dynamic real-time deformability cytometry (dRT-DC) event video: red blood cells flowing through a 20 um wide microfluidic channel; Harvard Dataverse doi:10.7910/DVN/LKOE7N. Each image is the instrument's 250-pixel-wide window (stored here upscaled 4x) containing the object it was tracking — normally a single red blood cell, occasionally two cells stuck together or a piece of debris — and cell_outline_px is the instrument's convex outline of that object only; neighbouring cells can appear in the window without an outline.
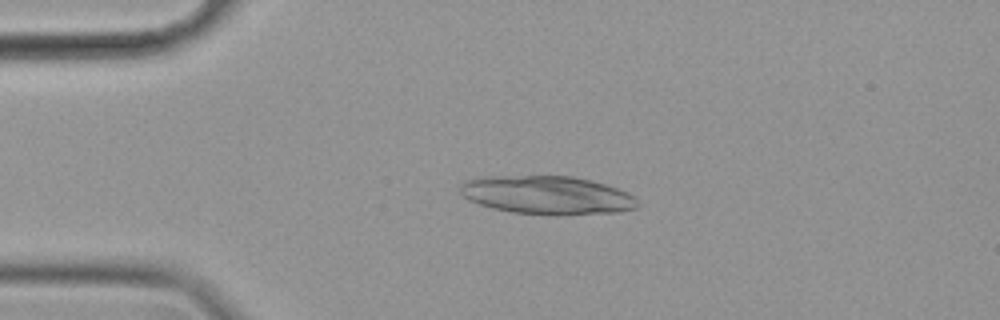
{"species": "common noctule bat (a hibernating species)", "species_latin": "Nyctalus noctula", "temperature_condition": "cold", "stored_images_in_passage": 56, "camera_frame_rate_fps": 3000, "um_per_image_px": 0.085, "animal": {"sex": "female", "body_mass_g": 19.9}, "frame": {"image": 1, "passage_image": 12, "time_ms": 3.667, "image_size_px": [1000, 320], "cell_outline_px": [[640, 208], [620, 212], [556, 216], [512, 212], [492, 208], [468, 200], [460, 192], [460, 184], [464, 180], [480, 176], [572, 176], [592, 180], [628, 192], [640, 204]], "centroid_in_image_um": [46.51, 16.59], "position_along_channel_um": 38.5, "area_um2": 40.29}}
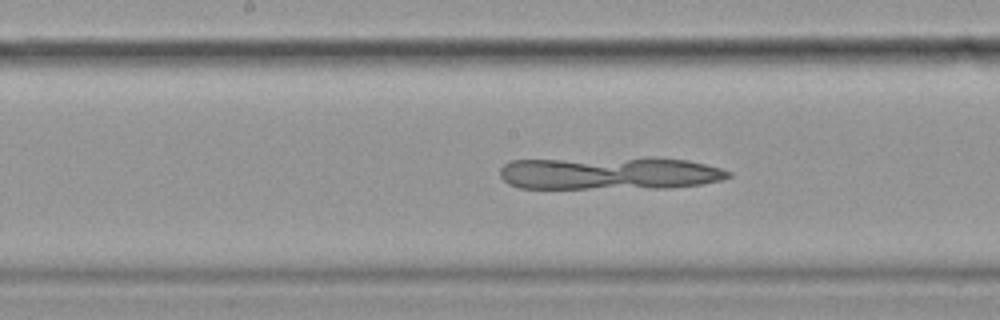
{"frame": {"image": 2, "passage_image": 28, "time_ms": 9.0, "image_size_px": [1000, 320], "cell_outline_px": [[732, 176], [724, 180], [700, 184], [668, 188], [520, 188], [508, 184], [500, 176], [500, 168], [504, 164], [512, 160], [644, 156], [656, 156], [688, 160], [720, 168], [732, 172]], "centroid_in_image_um": [51.84, 14.7], "position_along_channel_um": 196.4, "area_um2": 44.85}}
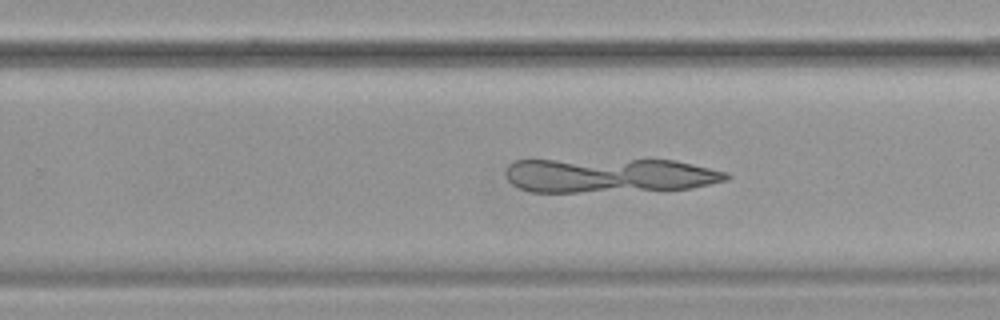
{"frame": {"image": 3, "passage_image": 35, "time_ms": 11.333, "image_size_px": [1000, 320], "cell_outline_px": [[732, 176], [728, 180], [692, 188], [580, 192], [532, 192], [520, 188], [512, 184], [508, 180], [504, 172], [508, 164], [516, 160], [676, 160], [728, 172]], "centroid_in_image_um": [51.8, 14.9], "position_along_channel_um": 278.0, "area_um2": 44.33}}